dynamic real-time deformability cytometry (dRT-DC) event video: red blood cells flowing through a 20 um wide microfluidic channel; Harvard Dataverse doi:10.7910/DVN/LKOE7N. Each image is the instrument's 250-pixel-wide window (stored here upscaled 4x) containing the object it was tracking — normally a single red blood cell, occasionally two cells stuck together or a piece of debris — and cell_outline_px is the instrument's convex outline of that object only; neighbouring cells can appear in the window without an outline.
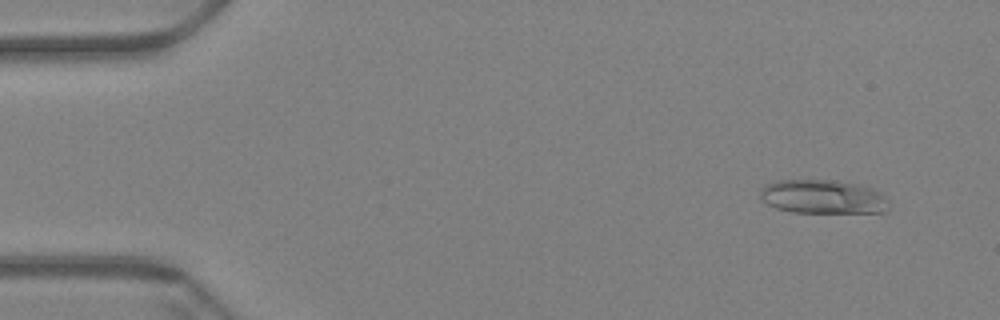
{"species": "Egyptian fruit bat (a non-hibernating species)", "species_latin": "Rousettus aegyptiacus", "temperature_condition": "warm", "stored_images_in_passage": 19, "camera_frame_rate_fps": 3000, "um_per_image_px": 0.085, "animal": {"sex": "female"}, "frame": {"image": 1, "passage_image": 5, "time_ms": 1.333, "image_size_px": [1000, 320], "cell_outline_px": [[888, 208], [884, 212], [792, 212], [776, 208], [760, 200], [760, 188], [764, 184], [776, 180], [836, 180], [860, 184], [872, 188], [880, 192], [888, 200]], "centroid_in_image_um": [69.91, 16.71], "position_along_channel_um": 15.1, "area_um2": 25.66}}
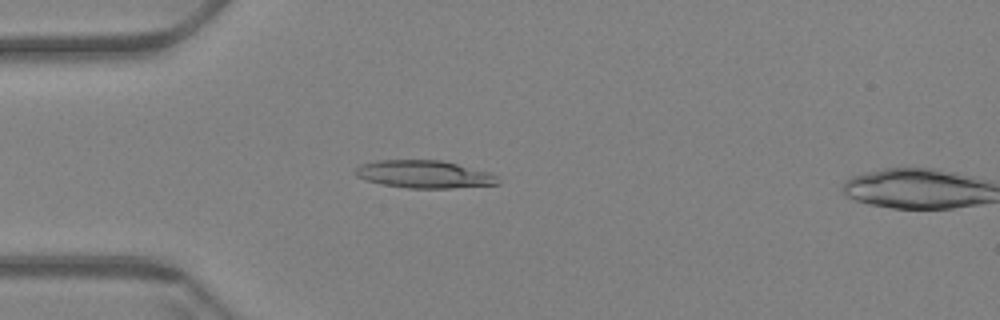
{"frame": {"image": 2, "passage_image": 17, "time_ms": 5.333, "image_size_px": [1000, 320], "cell_outline_px": [[500, 184], [452, 188], [408, 188], [384, 184], [368, 180], [356, 176], [352, 172], [360, 164], [380, 160], [440, 160], [488, 172], [496, 176], [500, 180]], "centroid_in_image_um": [36.04, 14.81], "position_along_channel_um": 49.0, "area_um2": 22.77}}